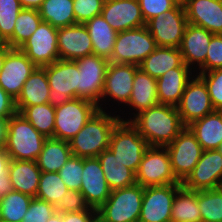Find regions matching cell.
Listing matches in <instances>:
<instances>
[{"instance_id":"1","label":"cell","mask_w":222,"mask_h":222,"mask_svg":"<svg viewBox=\"0 0 222 222\" xmlns=\"http://www.w3.org/2000/svg\"><path fill=\"white\" fill-rule=\"evenodd\" d=\"M130 123L149 146H168L186 127L177 107L158 104L136 115Z\"/></svg>"},{"instance_id":"2","label":"cell","mask_w":222,"mask_h":222,"mask_svg":"<svg viewBox=\"0 0 222 222\" xmlns=\"http://www.w3.org/2000/svg\"><path fill=\"white\" fill-rule=\"evenodd\" d=\"M115 108L116 111L113 108L110 111L98 109L77 135L69 140L72 155L95 158L109 148L114 127L121 121L116 115L118 108Z\"/></svg>"},{"instance_id":"3","label":"cell","mask_w":222,"mask_h":222,"mask_svg":"<svg viewBox=\"0 0 222 222\" xmlns=\"http://www.w3.org/2000/svg\"><path fill=\"white\" fill-rule=\"evenodd\" d=\"M46 139L22 114L16 112L8 120L4 149L10 159L36 161Z\"/></svg>"},{"instance_id":"4","label":"cell","mask_w":222,"mask_h":222,"mask_svg":"<svg viewBox=\"0 0 222 222\" xmlns=\"http://www.w3.org/2000/svg\"><path fill=\"white\" fill-rule=\"evenodd\" d=\"M144 187L135 183L111 190L109 198L97 210L98 222H138Z\"/></svg>"},{"instance_id":"5","label":"cell","mask_w":222,"mask_h":222,"mask_svg":"<svg viewBox=\"0 0 222 222\" xmlns=\"http://www.w3.org/2000/svg\"><path fill=\"white\" fill-rule=\"evenodd\" d=\"M156 47L155 39L150 34L146 25L140 28L121 31L117 33L109 62L139 66Z\"/></svg>"},{"instance_id":"6","label":"cell","mask_w":222,"mask_h":222,"mask_svg":"<svg viewBox=\"0 0 222 222\" xmlns=\"http://www.w3.org/2000/svg\"><path fill=\"white\" fill-rule=\"evenodd\" d=\"M148 147L147 141L130 122L120 121L114 127L108 149L136 174Z\"/></svg>"},{"instance_id":"7","label":"cell","mask_w":222,"mask_h":222,"mask_svg":"<svg viewBox=\"0 0 222 222\" xmlns=\"http://www.w3.org/2000/svg\"><path fill=\"white\" fill-rule=\"evenodd\" d=\"M43 68L50 87L49 104L56 108L78 98L79 69L76 61L59 59Z\"/></svg>"},{"instance_id":"8","label":"cell","mask_w":222,"mask_h":222,"mask_svg":"<svg viewBox=\"0 0 222 222\" xmlns=\"http://www.w3.org/2000/svg\"><path fill=\"white\" fill-rule=\"evenodd\" d=\"M138 68L139 66L132 64L109 63L101 101L98 105L99 110L105 111V109H108L106 105L113 107L114 104L117 105L118 103L117 106H121L118 109L120 111V108L128 104L132 92L133 80ZM111 101L113 102L112 105L109 103Z\"/></svg>"},{"instance_id":"9","label":"cell","mask_w":222,"mask_h":222,"mask_svg":"<svg viewBox=\"0 0 222 222\" xmlns=\"http://www.w3.org/2000/svg\"><path fill=\"white\" fill-rule=\"evenodd\" d=\"M98 110L94 102L75 98L55 108L54 138L69 141Z\"/></svg>"},{"instance_id":"10","label":"cell","mask_w":222,"mask_h":222,"mask_svg":"<svg viewBox=\"0 0 222 222\" xmlns=\"http://www.w3.org/2000/svg\"><path fill=\"white\" fill-rule=\"evenodd\" d=\"M136 183L143 187L180 183L172 171L166 147H148L136 172Z\"/></svg>"},{"instance_id":"11","label":"cell","mask_w":222,"mask_h":222,"mask_svg":"<svg viewBox=\"0 0 222 222\" xmlns=\"http://www.w3.org/2000/svg\"><path fill=\"white\" fill-rule=\"evenodd\" d=\"M166 148L170 155L172 171L177 180L183 183L201 158L202 146L186 126Z\"/></svg>"},{"instance_id":"12","label":"cell","mask_w":222,"mask_h":222,"mask_svg":"<svg viewBox=\"0 0 222 222\" xmlns=\"http://www.w3.org/2000/svg\"><path fill=\"white\" fill-rule=\"evenodd\" d=\"M79 69L78 98L100 104L109 60L95 54L75 60Z\"/></svg>"},{"instance_id":"13","label":"cell","mask_w":222,"mask_h":222,"mask_svg":"<svg viewBox=\"0 0 222 222\" xmlns=\"http://www.w3.org/2000/svg\"><path fill=\"white\" fill-rule=\"evenodd\" d=\"M188 25L185 9L176 5L146 23L157 46L179 48Z\"/></svg>"},{"instance_id":"14","label":"cell","mask_w":222,"mask_h":222,"mask_svg":"<svg viewBox=\"0 0 222 222\" xmlns=\"http://www.w3.org/2000/svg\"><path fill=\"white\" fill-rule=\"evenodd\" d=\"M182 183L144 187L138 222H171V210Z\"/></svg>"},{"instance_id":"15","label":"cell","mask_w":222,"mask_h":222,"mask_svg":"<svg viewBox=\"0 0 222 222\" xmlns=\"http://www.w3.org/2000/svg\"><path fill=\"white\" fill-rule=\"evenodd\" d=\"M58 28L41 22L37 30L19 47L37 66L43 67L59 60L57 45Z\"/></svg>"},{"instance_id":"16","label":"cell","mask_w":222,"mask_h":222,"mask_svg":"<svg viewBox=\"0 0 222 222\" xmlns=\"http://www.w3.org/2000/svg\"><path fill=\"white\" fill-rule=\"evenodd\" d=\"M37 66L19 48H12L6 55L0 73V87L15 100L25 81Z\"/></svg>"},{"instance_id":"17","label":"cell","mask_w":222,"mask_h":222,"mask_svg":"<svg viewBox=\"0 0 222 222\" xmlns=\"http://www.w3.org/2000/svg\"><path fill=\"white\" fill-rule=\"evenodd\" d=\"M177 109L185 126L214 111L207 86L198 75L186 85Z\"/></svg>"},{"instance_id":"18","label":"cell","mask_w":222,"mask_h":222,"mask_svg":"<svg viewBox=\"0 0 222 222\" xmlns=\"http://www.w3.org/2000/svg\"><path fill=\"white\" fill-rule=\"evenodd\" d=\"M222 183V152L203 150L191 174L182 183L189 190L217 189Z\"/></svg>"},{"instance_id":"19","label":"cell","mask_w":222,"mask_h":222,"mask_svg":"<svg viewBox=\"0 0 222 222\" xmlns=\"http://www.w3.org/2000/svg\"><path fill=\"white\" fill-rule=\"evenodd\" d=\"M157 80L140 68L136 70L133 87L128 104L118 112L121 121L130 122L136 115L144 110L159 104L157 96ZM129 109H127V108ZM126 109V112L124 113ZM123 110V111H122ZM128 110V111H127ZM134 111V112H133ZM121 112V113H120ZM132 112V113H131ZM124 116H121V115ZM127 114L128 118H127ZM133 115V116H132ZM126 117V118H125Z\"/></svg>"},{"instance_id":"20","label":"cell","mask_w":222,"mask_h":222,"mask_svg":"<svg viewBox=\"0 0 222 222\" xmlns=\"http://www.w3.org/2000/svg\"><path fill=\"white\" fill-rule=\"evenodd\" d=\"M82 172L80 192L89 207L98 210L111 194L98 158H83Z\"/></svg>"},{"instance_id":"21","label":"cell","mask_w":222,"mask_h":222,"mask_svg":"<svg viewBox=\"0 0 222 222\" xmlns=\"http://www.w3.org/2000/svg\"><path fill=\"white\" fill-rule=\"evenodd\" d=\"M101 15L117 32L146 25L138 0H105Z\"/></svg>"},{"instance_id":"22","label":"cell","mask_w":222,"mask_h":222,"mask_svg":"<svg viewBox=\"0 0 222 222\" xmlns=\"http://www.w3.org/2000/svg\"><path fill=\"white\" fill-rule=\"evenodd\" d=\"M59 59L77 60L93 54L92 40L84 24L58 28Z\"/></svg>"},{"instance_id":"23","label":"cell","mask_w":222,"mask_h":222,"mask_svg":"<svg viewBox=\"0 0 222 222\" xmlns=\"http://www.w3.org/2000/svg\"><path fill=\"white\" fill-rule=\"evenodd\" d=\"M213 35L203 27L188 23L179 50L183 62L194 72L205 63L208 46Z\"/></svg>"},{"instance_id":"24","label":"cell","mask_w":222,"mask_h":222,"mask_svg":"<svg viewBox=\"0 0 222 222\" xmlns=\"http://www.w3.org/2000/svg\"><path fill=\"white\" fill-rule=\"evenodd\" d=\"M194 75L195 72L185 63L180 67L165 72V74L157 79L156 87L159 104L177 107L186 85Z\"/></svg>"},{"instance_id":"25","label":"cell","mask_w":222,"mask_h":222,"mask_svg":"<svg viewBox=\"0 0 222 222\" xmlns=\"http://www.w3.org/2000/svg\"><path fill=\"white\" fill-rule=\"evenodd\" d=\"M187 21L213 34H222V0H187Z\"/></svg>"},{"instance_id":"26","label":"cell","mask_w":222,"mask_h":222,"mask_svg":"<svg viewBox=\"0 0 222 222\" xmlns=\"http://www.w3.org/2000/svg\"><path fill=\"white\" fill-rule=\"evenodd\" d=\"M8 173L14 191L36 197L41 170L36 161L13 160L8 165Z\"/></svg>"},{"instance_id":"27","label":"cell","mask_w":222,"mask_h":222,"mask_svg":"<svg viewBox=\"0 0 222 222\" xmlns=\"http://www.w3.org/2000/svg\"><path fill=\"white\" fill-rule=\"evenodd\" d=\"M188 127L203 150H217L222 143V111L214 110Z\"/></svg>"},{"instance_id":"28","label":"cell","mask_w":222,"mask_h":222,"mask_svg":"<svg viewBox=\"0 0 222 222\" xmlns=\"http://www.w3.org/2000/svg\"><path fill=\"white\" fill-rule=\"evenodd\" d=\"M179 48L157 46L139 65V68L154 79L160 78L170 69L183 64Z\"/></svg>"},{"instance_id":"29","label":"cell","mask_w":222,"mask_h":222,"mask_svg":"<svg viewBox=\"0 0 222 222\" xmlns=\"http://www.w3.org/2000/svg\"><path fill=\"white\" fill-rule=\"evenodd\" d=\"M50 87L46 70L37 67L25 81L15 106H34L49 103Z\"/></svg>"},{"instance_id":"30","label":"cell","mask_w":222,"mask_h":222,"mask_svg":"<svg viewBox=\"0 0 222 222\" xmlns=\"http://www.w3.org/2000/svg\"><path fill=\"white\" fill-rule=\"evenodd\" d=\"M84 25L92 40L93 54L110 60L118 32L105 21L102 15L94 16Z\"/></svg>"},{"instance_id":"31","label":"cell","mask_w":222,"mask_h":222,"mask_svg":"<svg viewBox=\"0 0 222 222\" xmlns=\"http://www.w3.org/2000/svg\"><path fill=\"white\" fill-rule=\"evenodd\" d=\"M97 158L111 190L125 188L136 183V174L124 166L109 149L104 150Z\"/></svg>"},{"instance_id":"32","label":"cell","mask_w":222,"mask_h":222,"mask_svg":"<svg viewBox=\"0 0 222 222\" xmlns=\"http://www.w3.org/2000/svg\"><path fill=\"white\" fill-rule=\"evenodd\" d=\"M71 155L69 141L47 138L36 162L41 172H59Z\"/></svg>"},{"instance_id":"33","label":"cell","mask_w":222,"mask_h":222,"mask_svg":"<svg viewBox=\"0 0 222 222\" xmlns=\"http://www.w3.org/2000/svg\"><path fill=\"white\" fill-rule=\"evenodd\" d=\"M171 211V222H202L197 191L183 185L176 192Z\"/></svg>"},{"instance_id":"34","label":"cell","mask_w":222,"mask_h":222,"mask_svg":"<svg viewBox=\"0 0 222 222\" xmlns=\"http://www.w3.org/2000/svg\"><path fill=\"white\" fill-rule=\"evenodd\" d=\"M31 125L46 138H54L55 107L46 103L34 106H16Z\"/></svg>"},{"instance_id":"35","label":"cell","mask_w":222,"mask_h":222,"mask_svg":"<svg viewBox=\"0 0 222 222\" xmlns=\"http://www.w3.org/2000/svg\"><path fill=\"white\" fill-rule=\"evenodd\" d=\"M73 0H44L39 8L43 22L56 28L75 25Z\"/></svg>"},{"instance_id":"36","label":"cell","mask_w":222,"mask_h":222,"mask_svg":"<svg viewBox=\"0 0 222 222\" xmlns=\"http://www.w3.org/2000/svg\"><path fill=\"white\" fill-rule=\"evenodd\" d=\"M13 35L6 41L11 48H19L42 22L39 10L23 8L15 20Z\"/></svg>"},{"instance_id":"37","label":"cell","mask_w":222,"mask_h":222,"mask_svg":"<svg viewBox=\"0 0 222 222\" xmlns=\"http://www.w3.org/2000/svg\"><path fill=\"white\" fill-rule=\"evenodd\" d=\"M33 197L10 191L0 198V222H21Z\"/></svg>"},{"instance_id":"38","label":"cell","mask_w":222,"mask_h":222,"mask_svg":"<svg viewBox=\"0 0 222 222\" xmlns=\"http://www.w3.org/2000/svg\"><path fill=\"white\" fill-rule=\"evenodd\" d=\"M68 190L58 172H41L36 198L55 206Z\"/></svg>"},{"instance_id":"39","label":"cell","mask_w":222,"mask_h":222,"mask_svg":"<svg viewBox=\"0 0 222 222\" xmlns=\"http://www.w3.org/2000/svg\"><path fill=\"white\" fill-rule=\"evenodd\" d=\"M197 202L202 222H222V190L220 188L197 191Z\"/></svg>"},{"instance_id":"40","label":"cell","mask_w":222,"mask_h":222,"mask_svg":"<svg viewBox=\"0 0 222 222\" xmlns=\"http://www.w3.org/2000/svg\"><path fill=\"white\" fill-rule=\"evenodd\" d=\"M22 9L19 0H0V37L5 42L13 35L15 20Z\"/></svg>"},{"instance_id":"41","label":"cell","mask_w":222,"mask_h":222,"mask_svg":"<svg viewBox=\"0 0 222 222\" xmlns=\"http://www.w3.org/2000/svg\"><path fill=\"white\" fill-rule=\"evenodd\" d=\"M83 158L71 155L67 162L59 170V175L69 190L81 188L83 174Z\"/></svg>"},{"instance_id":"42","label":"cell","mask_w":222,"mask_h":222,"mask_svg":"<svg viewBox=\"0 0 222 222\" xmlns=\"http://www.w3.org/2000/svg\"><path fill=\"white\" fill-rule=\"evenodd\" d=\"M195 74L206 84L214 110L222 111V69Z\"/></svg>"},{"instance_id":"43","label":"cell","mask_w":222,"mask_h":222,"mask_svg":"<svg viewBox=\"0 0 222 222\" xmlns=\"http://www.w3.org/2000/svg\"><path fill=\"white\" fill-rule=\"evenodd\" d=\"M76 24H85L94 16L101 15L105 0H73Z\"/></svg>"},{"instance_id":"44","label":"cell","mask_w":222,"mask_h":222,"mask_svg":"<svg viewBox=\"0 0 222 222\" xmlns=\"http://www.w3.org/2000/svg\"><path fill=\"white\" fill-rule=\"evenodd\" d=\"M215 69H222V34L212 36L205 63L195 73L209 72Z\"/></svg>"},{"instance_id":"45","label":"cell","mask_w":222,"mask_h":222,"mask_svg":"<svg viewBox=\"0 0 222 222\" xmlns=\"http://www.w3.org/2000/svg\"><path fill=\"white\" fill-rule=\"evenodd\" d=\"M55 212L54 205L34 197L21 222H46Z\"/></svg>"},{"instance_id":"46","label":"cell","mask_w":222,"mask_h":222,"mask_svg":"<svg viewBox=\"0 0 222 222\" xmlns=\"http://www.w3.org/2000/svg\"><path fill=\"white\" fill-rule=\"evenodd\" d=\"M56 212H81L89 209L83 194L79 190H68L62 199L55 205Z\"/></svg>"},{"instance_id":"47","label":"cell","mask_w":222,"mask_h":222,"mask_svg":"<svg viewBox=\"0 0 222 222\" xmlns=\"http://www.w3.org/2000/svg\"><path fill=\"white\" fill-rule=\"evenodd\" d=\"M138 3L145 23L176 6L172 0H138Z\"/></svg>"},{"instance_id":"48","label":"cell","mask_w":222,"mask_h":222,"mask_svg":"<svg viewBox=\"0 0 222 222\" xmlns=\"http://www.w3.org/2000/svg\"><path fill=\"white\" fill-rule=\"evenodd\" d=\"M97 210L89 208L81 212L63 213V222H97Z\"/></svg>"},{"instance_id":"49","label":"cell","mask_w":222,"mask_h":222,"mask_svg":"<svg viewBox=\"0 0 222 222\" xmlns=\"http://www.w3.org/2000/svg\"><path fill=\"white\" fill-rule=\"evenodd\" d=\"M16 112L15 99L0 87V117H11Z\"/></svg>"},{"instance_id":"50","label":"cell","mask_w":222,"mask_h":222,"mask_svg":"<svg viewBox=\"0 0 222 222\" xmlns=\"http://www.w3.org/2000/svg\"><path fill=\"white\" fill-rule=\"evenodd\" d=\"M10 157L4 148H0V180H5V178H10L8 173V165L10 162Z\"/></svg>"},{"instance_id":"51","label":"cell","mask_w":222,"mask_h":222,"mask_svg":"<svg viewBox=\"0 0 222 222\" xmlns=\"http://www.w3.org/2000/svg\"><path fill=\"white\" fill-rule=\"evenodd\" d=\"M9 117H0V148H4L8 132Z\"/></svg>"},{"instance_id":"52","label":"cell","mask_w":222,"mask_h":222,"mask_svg":"<svg viewBox=\"0 0 222 222\" xmlns=\"http://www.w3.org/2000/svg\"><path fill=\"white\" fill-rule=\"evenodd\" d=\"M22 8L39 10L44 0H19Z\"/></svg>"},{"instance_id":"53","label":"cell","mask_w":222,"mask_h":222,"mask_svg":"<svg viewBox=\"0 0 222 222\" xmlns=\"http://www.w3.org/2000/svg\"><path fill=\"white\" fill-rule=\"evenodd\" d=\"M10 191H13L10 178H5V180H0V198L4 197Z\"/></svg>"},{"instance_id":"54","label":"cell","mask_w":222,"mask_h":222,"mask_svg":"<svg viewBox=\"0 0 222 222\" xmlns=\"http://www.w3.org/2000/svg\"><path fill=\"white\" fill-rule=\"evenodd\" d=\"M12 48L5 43L1 48H0V73L1 70L3 68L4 62H5V58L7 53L11 50Z\"/></svg>"},{"instance_id":"55","label":"cell","mask_w":222,"mask_h":222,"mask_svg":"<svg viewBox=\"0 0 222 222\" xmlns=\"http://www.w3.org/2000/svg\"><path fill=\"white\" fill-rule=\"evenodd\" d=\"M46 222H63V213L55 212Z\"/></svg>"},{"instance_id":"56","label":"cell","mask_w":222,"mask_h":222,"mask_svg":"<svg viewBox=\"0 0 222 222\" xmlns=\"http://www.w3.org/2000/svg\"><path fill=\"white\" fill-rule=\"evenodd\" d=\"M176 5L185 6L187 0H172Z\"/></svg>"},{"instance_id":"57","label":"cell","mask_w":222,"mask_h":222,"mask_svg":"<svg viewBox=\"0 0 222 222\" xmlns=\"http://www.w3.org/2000/svg\"><path fill=\"white\" fill-rule=\"evenodd\" d=\"M6 42L0 37V48L5 44Z\"/></svg>"},{"instance_id":"58","label":"cell","mask_w":222,"mask_h":222,"mask_svg":"<svg viewBox=\"0 0 222 222\" xmlns=\"http://www.w3.org/2000/svg\"><path fill=\"white\" fill-rule=\"evenodd\" d=\"M218 150H220L222 152V143L220 144Z\"/></svg>"}]
</instances>
